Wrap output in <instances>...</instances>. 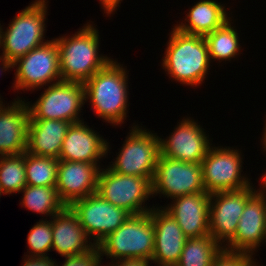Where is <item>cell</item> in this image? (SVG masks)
<instances>
[{"instance_id": "obj_18", "label": "cell", "mask_w": 266, "mask_h": 266, "mask_svg": "<svg viewBox=\"0 0 266 266\" xmlns=\"http://www.w3.org/2000/svg\"><path fill=\"white\" fill-rule=\"evenodd\" d=\"M107 139L83 121L71 123L63 140L59 160L99 164L111 149ZM110 147V148H109Z\"/></svg>"}, {"instance_id": "obj_19", "label": "cell", "mask_w": 266, "mask_h": 266, "mask_svg": "<svg viewBox=\"0 0 266 266\" xmlns=\"http://www.w3.org/2000/svg\"><path fill=\"white\" fill-rule=\"evenodd\" d=\"M162 208L177 221L187 238L210 235L209 193L198 192L176 197L172 199L170 204Z\"/></svg>"}, {"instance_id": "obj_34", "label": "cell", "mask_w": 266, "mask_h": 266, "mask_svg": "<svg viewBox=\"0 0 266 266\" xmlns=\"http://www.w3.org/2000/svg\"><path fill=\"white\" fill-rule=\"evenodd\" d=\"M122 0H99V4L102 5V9H104V14L106 13L108 16L112 15L116 12L117 7L119 8V4H121Z\"/></svg>"}, {"instance_id": "obj_26", "label": "cell", "mask_w": 266, "mask_h": 266, "mask_svg": "<svg viewBox=\"0 0 266 266\" xmlns=\"http://www.w3.org/2000/svg\"><path fill=\"white\" fill-rule=\"evenodd\" d=\"M222 248L211 235L187 238L176 266H211Z\"/></svg>"}, {"instance_id": "obj_6", "label": "cell", "mask_w": 266, "mask_h": 266, "mask_svg": "<svg viewBox=\"0 0 266 266\" xmlns=\"http://www.w3.org/2000/svg\"><path fill=\"white\" fill-rule=\"evenodd\" d=\"M109 168L122 175L147 177L151 182L160 155V137L142 126L133 125Z\"/></svg>"}, {"instance_id": "obj_35", "label": "cell", "mask_w": 266, "mask_h": 266, "mask_svg": "<svg viewBox=\"0 0 266 266\" xmlns=\"http://www.w3.org/2000/svg\"><path fill=\"white\" fill-rule=\"evenodd\" d=\"M0 74L2 75V72H9V69L11 70V68H13V63L10 61H7L6 59H4V57L2 55H0Z\"/></svg>"}, {"instance_id": "obj_29", "label": "cell", "mask_w": 266, "mask_h": 266, "mask_svg": "<svg viewBox=\"0 0 266 266\" xmlns=\"http://www.w3.org/2000/svg\"><path fill=\"white\" fill-rule=\"evenodd\" d=\"M52 242V221H48L47 218L41 219L33 225L27 235V256L48 257L47 252L52 250Z\"/></svg>"}, {"instance_id": "obj_30", "label": "cell", "mask_w": 266, "mask_h": 266, "mask_svg": "<svg viewBox=\"0 0 266 266\" xmlns=\"http://www.w3.org/2000/svg\"><path fill=\"white\" fill-rule=\"evenodd\" d=\"M253 260V256L246 252L222 248L215 256L211 266H248Z\"/></svg>"}, {"instance_id": "obj_3", "label": "cell", "mask_w": 266, "mask_h": 266, "mask_svg": "<svg viewBox=\"0 0 266 266\" xmlns=\"http://www.w3.org/2000/svg\"><path fill=\"white\" fill-rule=\"evenodd\" d=\"M74 35L55 38L59 50L62 81L85 83L110 60L99 54L100 36L94 24L87 22Z\"/></svg>"}, {"instance_id": "obj_21", "label": "cell", "mask_w": 266, "mask_h": 266, "mask_svg": "<svg viewBox=\"0 0 266 266\" xmlns=\"http://www.w3.org/2000/svg\"><path fill=\"white\" fill-rule=\"evenodd\" d=\"M51 221L52 251L57 252L61 257L84 254L95 247L69 206L51 217Z\"/></svg>"}, {"instance_id": "obj_7", "label": "cell", "mask_w": 266, "mask_h": 266, "mask_svg": "<svg viewBox=\"0 0 266 266\" xmlns=\"http://www.w3.org/2000/svg\"><path fill=\"white\" fill-rule=\"evenodd\" d=\"M96 193L132 215L149 212L154 207L145 203L153 197L152 182L147 177L122 175L108 166L100 170Z\"/></svg>"}, {"instance_id": "obj_24", "label": "cell", "mask_w": 266, "mask_h": 266, "mask_svg": "<svg viewBox=\"0 0 266 266\" xmlns=\"http://www.w3.org/2000/svg\"><path fill=\"white\" fill-rule=\"evenodd\" d=\"M228 20L223 26L204 36L208 45L210 59L213 61H231L242 49L237 29Z\"/></svg>"}, {"instance_id": "obj_36", "label": "cell", "mask_w": 266, "mask_h": 266, "mask_svg": "<svg viewBox=\"0 0 266 266\" xmlns=\"http://www.w3.org/2000/svg\"><path fill=\"white\" fill-rule=\"evenodd\" d=\"M262 174L263 175L260 176L261 177V179H260L261 182L259 184V186H260L259 190L266 194V172L262 173Z\"/></svg>"}, {"instance_id": "obj_31", "label": "cell", "mask_w": 266, "mask_h": 266, "mask_svg": "<svg viewBox=\"0 0 266 266\" xmlns=\"http://www.w3.org/2000/svg\"><path fill=\"white\" fill-rule=\"evenodd\" d=\"M99 248L95 246L91 251L76 255L65 256V261L61 265L56 262V266H103Z\"/></svg>"}, {"instance_id": "obj_33", "label": "cell", "mask_w": 266, "mask_h": 266, "mask_svg": "<svg viewBox=\"0 0 266 266\" xmlns=\"http://www.w3.org/2000/svg\"><path fill=\"white\" fill-rule=\"evenodd\" d=\"M152 261L143 259H118L111 261L106 266H150ZM105 266V265H104Z\"/></svg>"}, {"instance_id": "obj_12", "label": "cell", "mask_w": 266, "mask_h": 266, "mask_svg": "<svg viewBox=\"0 0 266 266\" xmlns=\"http://www.w3.org/2000/svg\"><path fill=\"white\" fill-rule=\"evenodd\" d=\"M69 207L95 246L132 215L127 210L109 203L97 193L76 200Z\"/></svg>"}, {"instance_id": "obj_22", "label": "cell", "mask_w": 266, "mask_h": 266, "mask_svg": "<svg viewBox=\"0 0 266 266\" xmlns=\"http://www.w3.org/2000/svg\"><path fill=\"white\" fill-rule=\"evenodd\" d=\"M71 122L55 119H29L26 152L59 160L63 140Z\"/></svg>"}, {"instance_id": "obj_13", "label": "cell", "mask_w": 266, "mask_h": 266, "mask_svg": "<svg viewBox=\"0 0 266 266\" xmlns=\"http://www.w3.org/2000/svg\"><path fill=\"white\" fill-rule=\"evenodd\" d=\"M254 188L251 185L210 194L209 234L222 247L234 237L246 201L256 191Z\"/></svg>"}, {"instance_id": "obj_15", "label": "cell", "mask_w": 266, "mask_h": 266, "mask_svg": "<svg viewBox=\"0 0 266 266\" xmlns=\"http://www.w3.org/2000/svg\"><path fill=\"white\" fill-rule=\"evenodd\" d=\"M265 221L266 194L257 188L246 201L234 237L223 248L253 256L265 241Z\"/></svg>"}, {"instance_id": "obj_1", "label": "cell", "mask_w": 266, "mask_h": 266, "mask_svg": "<svg viewBox=\"0 0 266 266\" xmlns=\"http://www.w3.org/2000/svg\"><path fill=\"white\" fill-rule=\"evenodd\" d=\"M127 69L111 59L84 85L85 100H89L95 115L112 126L124 124L128 113L129 86Z\"/></svg>"}, {"instance_id": "obj_25", "label": "cell", "mask_w": 266, "mask_h": 266, "mask_svg": "<svg viewBox=\"0 0 266 266\" xmlns=\"http://www.w3.org/2000/svg\"><path fill=\"white\" fill-rule=\"evenodd\" d=\"M21 192L23 193L22 202H20L22 207L37 214L53 217L66 207L59 198L55 186L26 185Z\"/></svg>"}, {"instance_id": "obj_40", "label": "cell", "mask_w": 266, "mask_h": 266, "mask_svg": "<svg viewBox=\"0 0 266 266\" xmlns=\"http://www.w3.org/2000/svg\"><path fill=\"white\" fill-rule=\"evenodd\" d=\"M264 242L266 243V223H265V241Z\"/></svg>"}, {"instance_id": "obj_17", "label": "cell", "mask_w": 266, "mask_h": 266, "mask_svg": "<svg viewBox=\"0 0 266 266\" xmlns=\"http://www.w3.org/2000/svg\"><path fill=\"white\" fill-rule=\"evenodd\" d=\"M155 232L151 258L157 266H176L180 260L187 237L177 221L162 206L149 211Z\"/></svg>"}, {"instance_id": "obj_16", "label": "cell", "mask_w": 266, "mask_h": 266, "mask_svg": "<svg viewBox=\"0 0 266 266\" xmlns=\"http://www.w3.org/2000/svg\"><path fill=\"white\" fill-rule=\"evenodd\" d=\"M100 170V164L59 160L55 188L61 201L70 206L96 193Z\"/></svg>"}, {"instance_id": "obj_10", "label": "cell", "mask_w": 266, "mask_h": 266, "mask_svg": "<svg viewBox=\"0 0 266 266\" xmlns=\"http://www.w3.org/2000/svg\"><path fill=\"white\" fill-rule=\"evenodd\" d=\"M231 148L213 145L203 159L202 179L207 193L238 190L253 184L247 175L241 174L244 156L241 150Z\"/></svg>"}, {"instance_id": "obj_14", "label": "cell", "mask_w": 266, "mask_h": 266, "mask_svg": "<svg viewBox=\"0 0 266 266\" xmlns=\"http://www.w3.org/2000/svg\"><path fill=\"white\" fill-rule=\"evenodd\" d=\"M191 117L182 119L166 139L160 138V154L187 163L201 164L211 140L204 128Z\"/></svg>"}, {"instance_id": "obj_32", "label": "cell", "mask_w": 266, "mask_h": 266, "mask_svg": "<svg viewBox=\"0 0 266 266\" xmlns=\"http://www.w3.org/2000/svg\"><path fill=\"white\" fill-rule=\"evenodd\" d=\"M24 263L22 266H56V260L50 257H38V256H27L24 255ZM55 260V261H54Z\"/></svg>"}, {"instance_id": "obj_37", "label": "cell", "mask_w": 266, "mask_h": 266, "mask_svg": "<svg viewBox=\"0 0 266 266\" xmlns=\"http://www.w3.org/2000/svg\"><path fill=\"white\" fill-rule=\"evenodd\" d=\"M260 140L262 142L261 144H262V147L264 148V150H263V152H264V151H266V123H265L264 129H263L262 139H260Z\"/></svg>"}, {"instance_id": "obj_9", "label": "cell", "mask_w": 266, "mask_h": 266, "mask_svg": "<svg viewBox=\"0 0 266 266\" xmlns=\"http://www.w3.org/2000/svg\"><path fill=\"white\" fill-rule=\"evenodd\" d=\"M36 102H27L29 119H55L76 123L85 102L84 85L80 82L60 81L49 85Z\"/></svg>"}, {"instance_id": "obj_39", "label": "cell", "mask_w": 266, "mask_h": 266, "mask_svg": "<svg viewBox=\"0 0 266 266\" xmlns=\"http://www.w3.org/2000/svg\"><path fill=\"white\" fill-rule=\"evenodd\" d=\"M1 36H2V25L0 23V49H1Z\"/></svg>"}, {"instance_id": "obj_4", "label": "cell", "mask_w": 266, "mask_h": 266, "mask_svg": "<svg viewBox=\"0 0 266 266\" xmlns=\"http://www.w3.org/2000/svg\"><path fill=\"white\" fill-rule=\"evenodd\" d=\"M21 10L3 31L1 36V51L4 59L15 62L31 50L45 44V28L47 15V0H35Z\"/></svg>"}, {"instance_id": "obj_20", "label": "cell", "mask_w": 266, "mask_h": 266, "mask_svg": "<svg viewBox=\"0 0 266 266\" xmlns=\"http://www.w3.org/2000/svg\"><path fill=\"white\" fill-rule=\"evenodd\" d=\"M16 99L7 106L0 101V156L24 153L27 148L29 107L19 96Z\"/></svg>"}, {"instance_id": "obj_5", "label": "cell", "mask_w": 266, "mask_h": 266, "mask_svg": "<svg viewBox=\"0 0 266 266\" xmlns=\"http://www.w3.org/2000/svg\"><path fill=\"white\" fill-rule=\"evenodd\" d=\"M155 232L149 212L131 215L116 231L97 247L100 255L118 259L150 260L153 256Z\"/></svg>"}, {"instance_id": "obj_2", "label": "cell", "mask_w": 266, "mask_h": 266, "mask_svg": "<svg viewBox=\"0 0 266 266\" xmlns=\"http://www.w3.org/2000/svg\"><path fill=\"white\" fill-rule=\"evenodd\" d=\"M168 40L163 70L182 85L201 86L212 66L204 36L187 34L173 26Z\"/></svg>"}, {"instance_id": "obj_23", "label": "cell", "mask_w": 266, "mask_h": 266, "mask_svg": "<svg viewBox=\"0 0 266 266\" xmlns=\"http://www.w3.org/2000/svg\"><path fill=\"white\" fill-rule=\"evenodd\" d=\"M224 6L216 0H200L189 9L184 21L174 27L187 34L205 36L231 19Z\"/></svg>"}, {"instance_id": "obj_11", "label": "cell", "mask_w": 266, "mask_h": 266, "mask_svg": "<svg viewBox=\"0 0 266 266\" xmlns=\"http://www.w3.org/2000/svg\"><path fill=\"white\" fill-rule=\"evenodd\" d=\"M198 192H206L201 164L187 163L159 155L152 179L153 197L160 194L159 196L174 199Z\"/></svg>"}, {"instance_id": "obj_27", "label": "cell", "mask_w": 266, "mask_h": 266, "mask_svg": "<svg viewBox=\"0 0 266 266\" xmlns=\"http://www.w3.org/2000/svg\"><path fill=\"white\" fill-rule=\"evenodd\" d=\"M27 185L25 152L0 156V188L3 194L20 193Z\"/></svg>"}, {"instance_id": "obj_28", "label": "cell", "mask_w": 266, "mask_h": 266, "mask_svg": "<svg viewBox=\"0 0 266 266\" xmlns=\"http://www.w3.org/2000/svg\"><path fill=\"white\" fill-rule=\"evenodd\" d=\"M59 160L36 156L25 151V169L28 186H55Z\"/></svg>"}, {"instance_id": "obj_8", "label": "cell", "mask_w": 266, "mask_h": 266, "mask_svg": "<svg viewBox=\"0 0 266 266\" xmlns=\"http://www.w3.org/2000/svg\"><path fill=\"white\" fill-rule=\"evenodd\" d=\"M16 67L14 90L34 91L62 81L59 50L55 39L34 48L13 62Z\"/></svg>"}, {"instance_id": "obj_38", "label": "cell", "mask_w": 266, "mask_h": 266, "mask_svg": "<svg viewBox=\"0 0 266 266\" xmlns=\"http://www.w3.org/2000/svg\"><path fill=\"white\" fill-rule=\"evenodd\" d=\"M256 263L257 262L254 259V261H252L248 266H260V265H258V263L257 264Z\"/></svg>"}]
</instances>
